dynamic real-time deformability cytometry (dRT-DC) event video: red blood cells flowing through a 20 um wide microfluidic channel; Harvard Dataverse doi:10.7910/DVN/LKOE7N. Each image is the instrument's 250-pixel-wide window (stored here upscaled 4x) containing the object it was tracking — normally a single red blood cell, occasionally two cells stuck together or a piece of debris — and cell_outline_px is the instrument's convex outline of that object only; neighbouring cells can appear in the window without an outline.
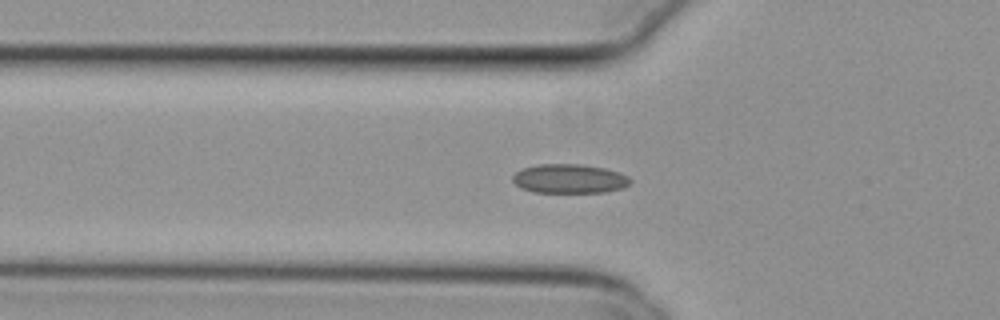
{"species": "common noctule bat (a hibernating species)", "species_latin": "Nyctalus noctula", "temperature_condition": "cold", "stored_images_in_passage": 7, "camera_frame_rate_fps": 3000, "um_per_image_px": 0.085, "animal": {"sex": "female", "body_mass_g": 29.2, "forearm_length_mm": 56.3}, "frame": {"image": 1, "passage_image": 5, "time_ms": 1.333, "image_size_px": [1000, 320], "cell_outline_px": [[632, 180], [624, 188], [604, 192], [532, 192], [520, 188], [512, 180], [512, 176], [516, 172], [524, 168], [536, 164], [580, 164], [604, 168], [620, 172], [628, 176]], "centroid_in_image_um": [48.4, 15.19], "position_along_channel_um": 77.4, "area_um2": 20.06}}